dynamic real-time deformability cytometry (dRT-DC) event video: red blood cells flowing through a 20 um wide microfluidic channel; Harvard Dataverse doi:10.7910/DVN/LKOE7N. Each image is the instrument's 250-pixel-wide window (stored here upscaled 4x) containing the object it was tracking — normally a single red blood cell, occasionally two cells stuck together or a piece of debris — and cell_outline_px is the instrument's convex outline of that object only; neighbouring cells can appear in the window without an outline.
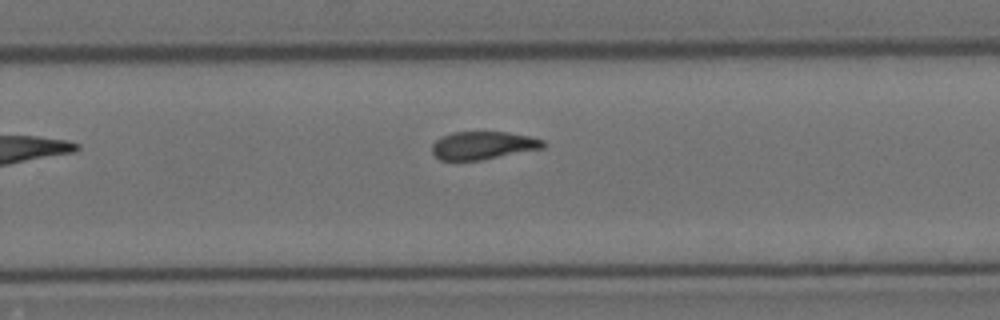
{"species": "Egyptian fruit bat (a non-hibernating species)", "species_latin": "Rousettus aegyptiacus", "temperature_condition": "cold", "stored_images_in_passage": 11, "camera_frame_rate_fps": 3000, "um_per_image_px": 0.085, "animal": {"sex": "female"}, "frame": {"image": 1, "passage_image": 7, "time_ms": 7.333, "image_size_px": [1000, 320], "cell_outline_px": [[544, 148], [480, 160], [440, 160], [432, 152], [432, 144], [440, 136], [452, 132], [508, 132], [528, 136], [544, 140]], "centroid_in_image_um": [41.03, 12.35], "position_along_channel_um": 288.8, "area_um2": 18.03}}
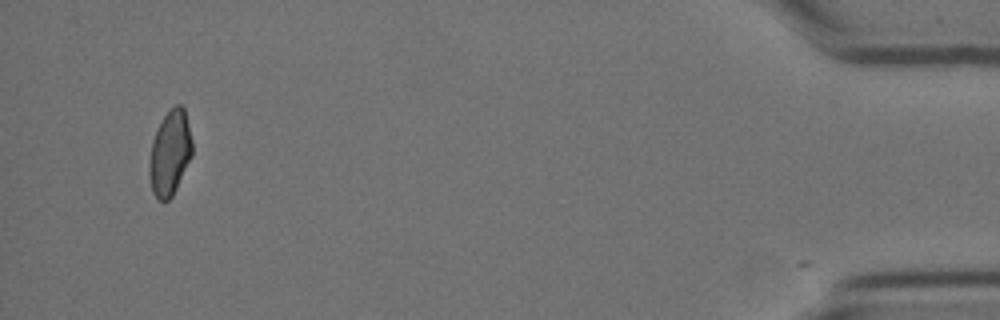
{"frame": {"image": 2, "passage_image": 11, "time_ms": 15.0, "image_size_px": [1000, 320], "cell_outline_px": [[192, 156], [172, 196], [168, 200], [160, 200], [152, 192], [148, 172], [148, 164], [152, 140], [164, 116], [176, 104], [180, 104], [184, 108], [192, 140]], "centroid_in_image_um": [14.43, 13.02], "position_along_channel_um": 420.8, "area_um2": 21.04}}